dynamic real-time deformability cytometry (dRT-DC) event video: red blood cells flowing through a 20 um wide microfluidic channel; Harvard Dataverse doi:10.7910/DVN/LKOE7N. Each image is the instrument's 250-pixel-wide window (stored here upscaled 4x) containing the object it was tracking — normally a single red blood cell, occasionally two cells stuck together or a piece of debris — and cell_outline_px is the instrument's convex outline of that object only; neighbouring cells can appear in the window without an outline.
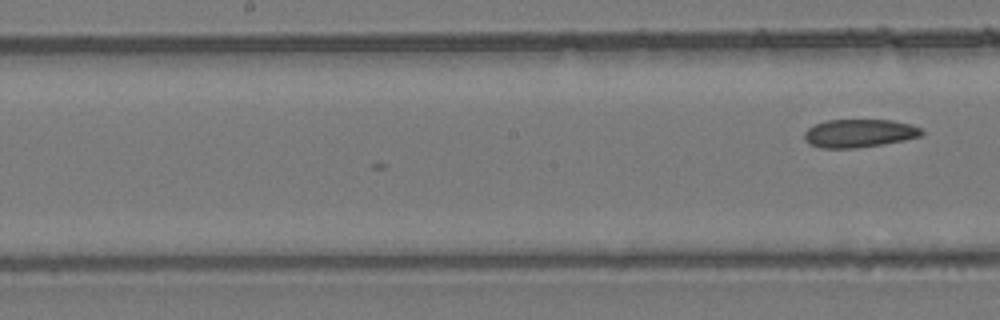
{"species": "common noctule bat (a hibernating species)", "species_latin": "Nyctalus noctula", "temperature_condition": "room temperature", "stored_images_in_passage": 20, "camera_frame_rate_fps": 3000, "um_per_image_px": 0.085, "animal": {"sex": "female", "body_mass_g": 24.6, "forearm_length_mm": 56.2}, "frame": {"image": 1, "passage_image": 20, "time_ms": 6.333, "image_size_px": [1000, 320], "cell_outline_px": [[924, 132], [920, 136], [904, 140], [856, 148], [820, 148], [808, 144], [804, 136], [804, 132], [808, 128], [816, 124], [828, 120], [892, 120], [912, 124], [920, 128]], "centroid_in_image_um": [73.02, 11.32], "position_along_channel_um": 175.2, "area_um2": 19.19}}